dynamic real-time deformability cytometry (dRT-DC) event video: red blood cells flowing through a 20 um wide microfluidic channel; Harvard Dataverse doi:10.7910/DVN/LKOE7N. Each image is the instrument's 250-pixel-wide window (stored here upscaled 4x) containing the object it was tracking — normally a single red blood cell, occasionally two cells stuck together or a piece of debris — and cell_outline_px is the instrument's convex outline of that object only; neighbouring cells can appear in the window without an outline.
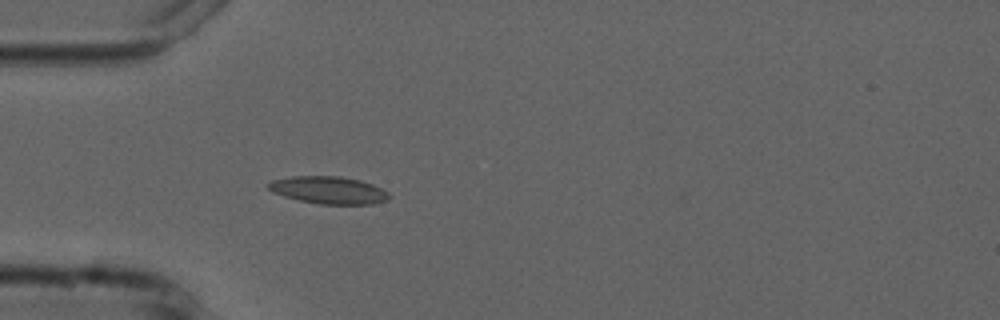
{"species": "common noctule bat (a hibernating species)", "species_latin": "Nyctalus noctula", "temperature_condition": "cold", "stored_images_in_passage": 4, "camera_frame_rate_fps": 3000, "um_per_image_px": 0.085, "animal": {"sex": "male", "forearm_length_mm": 52.5}, "frame": {"image": 1, "passage_image": 4, "time_ms": 3.333, "image_size_px": [1000, 320], "cell_outline_px": [[392, 196], [388, 200], [372, 204], [320, 204], [300, 200], [284, 196], [272, 192], [268, 188], [268, 184], [272, 180], [292, 176], [340, 176], [360, 180], [372, 184], [388, 192]], "centroid_in_image_um": [27.95, 16.16], "position_along_channel_um": 57.0, "area_um2": 19.25}}